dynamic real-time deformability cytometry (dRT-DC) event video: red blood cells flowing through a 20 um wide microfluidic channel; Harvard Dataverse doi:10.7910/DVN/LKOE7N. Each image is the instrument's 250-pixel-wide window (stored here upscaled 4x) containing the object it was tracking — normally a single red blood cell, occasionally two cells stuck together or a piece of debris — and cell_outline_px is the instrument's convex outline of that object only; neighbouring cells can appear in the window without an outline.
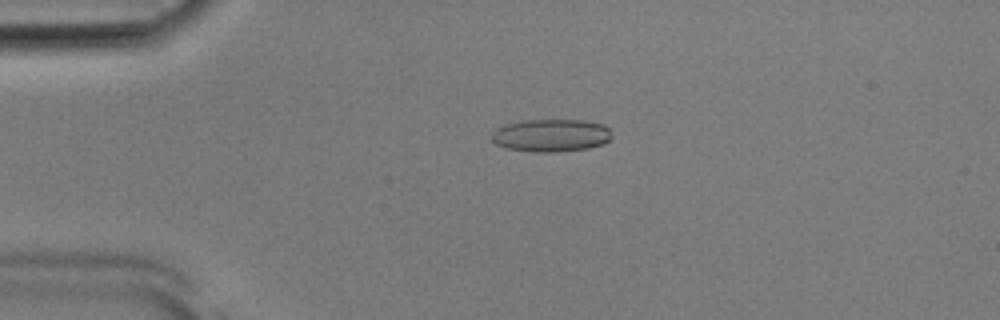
{"species": "Egyptian fruit bat (a non-hibernating species)", "species_latin": "Rousettus aegyptiacus", "temperature_condition": "room temperature", "stored_images_in_passage": 52, "camera_frame_rate_fps": 3000, "um_per_image_px": 0.085, "animal": {"sex": "male"}, "frame": {"image": 1, "passage_image": 12, "time_ms": 3.667, "image_size_px": [1000, 320], "cell_outline_px": [[612, 136], [608, 140], [600, 144], [588, 148], [552, 152], [536, 152], [508, 148], [496, 144], [492, 140], [492, 132], [496, 128], [508, 124], [524, 120], [584, 120], [604, 124], [608, 128]], "centroid_in_image_um": [46.84, 11.5], "position_along_channel_um": 38.2, "area_um2": 22.66}}
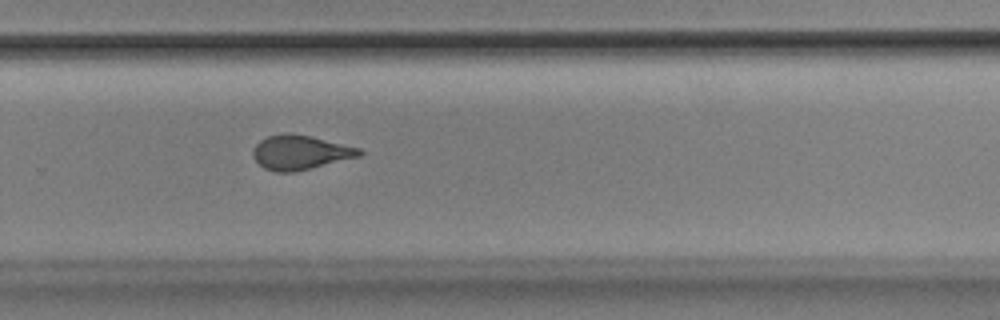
{"frame": {"image": 2, "passage_image": 35, "time_ms": 11.333, "image_size_px": [1000, 320], "cell_outline_px": [[364, 152], [360, 156], [292, 172], [276, 172], [264, 168], [252, 156], [252, 152], [256, 144], [260, 140], [268, 136], [284, 132], [288, 132], [312, 136], [360, 148]], "centroid_in_image_um": [25.5, 12.93], "position_along_channel_um": 304.3, "area_um2": 21.21}}
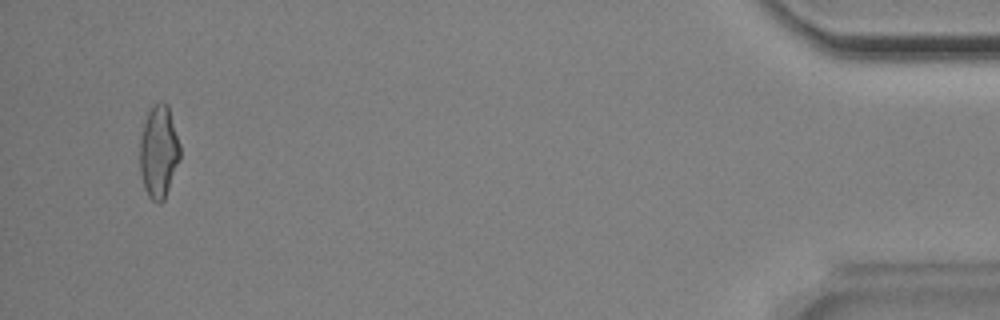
{"frame": {"image": 3, "passage_image": 50, "time_ms": 16.333, "image_size_px": [1000, 320], "cell_outline_px": [[180, 160], [164, 200], [160, 204], [156, 204], [148, 196], [144, 188], [140, 172], [140, 136], [148, 112], [152, 104], [160, 100], [168, 104], [180, 144]], "centroid_in_image_um": [13.5, 12.89], "position_along_channel_um": 421.7, "area_um2": 22.02}, "authors_computed_cell_mechanics": {"area_um2": 21.6172, "velocity_mm_per_s": 3.9041, "shape_relaxation_time_tau1_ms": 5.2047, "shape_relaxation_time_tau2_ms": 1.3362, "deformation_change_tau1": 0.1657, "deformation_change_tau2": 0.0845}}